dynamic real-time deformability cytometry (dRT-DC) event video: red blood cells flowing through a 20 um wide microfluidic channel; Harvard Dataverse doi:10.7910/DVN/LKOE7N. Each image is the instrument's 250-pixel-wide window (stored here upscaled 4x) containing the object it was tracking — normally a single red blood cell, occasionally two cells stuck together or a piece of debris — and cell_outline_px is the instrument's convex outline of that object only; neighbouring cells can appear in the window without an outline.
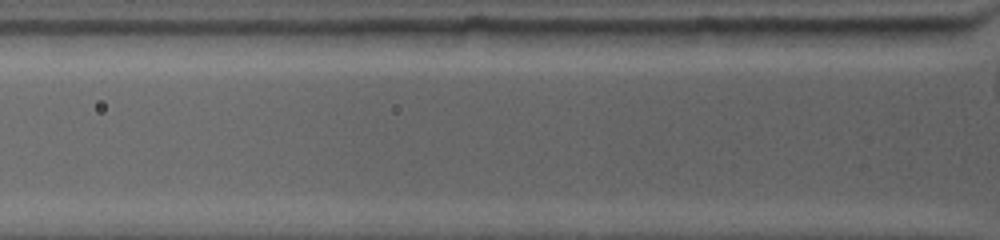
{"species": "common noctule bat (a hibernating species)", "species_latin": "Nyctalus noctula", "temperature_condition": "warm", "stored_images_in_passage": 2, "camera_frame_rate_fps": 4500, "um_per_image_px": 0.085, "animal": {"sex": "female", "body_mass_g": 19.0, "forearm_length_mm": 53.3}, "frame": {"image": 1, "passage_image": 2, "time_ms": 0.444, "image_size_px": [1000, 240], "cell_outline_px": [[816, 32], [808, 44], [688, 44], [680, 32], [692, 28], [816, 28]], "centroid_in_image_um": [63.64, 3.05], "position_along_channel_um": 62.2, "area_um2": 14.85}}